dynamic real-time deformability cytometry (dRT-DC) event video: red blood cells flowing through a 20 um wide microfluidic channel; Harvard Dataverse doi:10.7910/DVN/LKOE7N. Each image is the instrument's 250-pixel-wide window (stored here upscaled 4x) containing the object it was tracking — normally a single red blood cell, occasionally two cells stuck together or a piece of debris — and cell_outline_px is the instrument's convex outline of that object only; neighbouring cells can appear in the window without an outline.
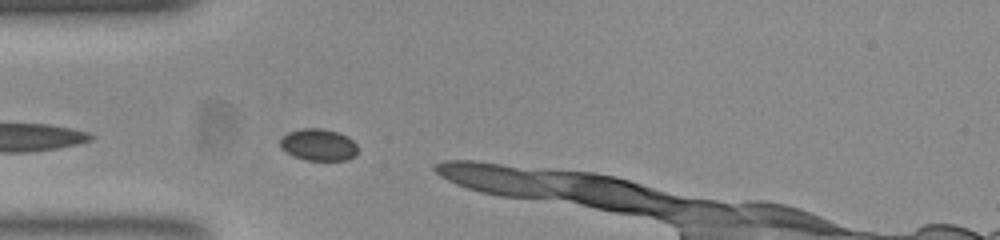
{"species": "common noctule bat (a hibernating species)", "species_latin": "Nyctalus noctula", "temperature_condition": "room temperature", "stored_images_in_passage": 7, "camera_frame_rate_fps": 3000, "um_per_image_px": 0.085, "animal": {"sex": "female", "body_mass_g": 23.0, "forearm_length_mm": 53.4}, "frame": {"image": 1, "passage_image": 2, "time_ms": 0.333, "image_size_px": [1000, 240], "cell_outline_px": [[356, 152], [352, 156], [344, 160], [308, 160], [296, 156], [280, 148], [280, 140], [288, 132], [304, 128], [320, 128], [336, 132], [352, 140], [356, 144]], "centroid_in_image_um": [27.04, 12.3], "position_along_channel_um": 58.0, "area_um2": 13.93}}